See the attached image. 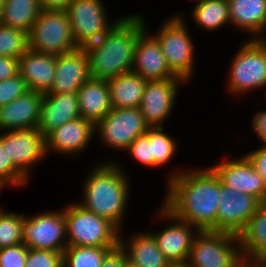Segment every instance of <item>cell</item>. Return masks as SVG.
Segmentation results:
<instances>
[{
	"label": "cell",
	"mask_w": 266,
	"mask_h": 267,
	"mask_svg": "<svg viewBox=\"0 0 266 267\" xmlns=\"http://www.w3.org/2000/svg\"><path fill=\"white\" fill-rule=\"evenodd\" d=\"M175 167L166 174L161 204L199 231H217L219 177L208 165Z\"/></svg>",
	"instance_id": "1"
},
{
	"label": "cell",
	"mask_w": 266,
	"mask_h": 267,
	"mask_svg": "<svg viewBox=\"0 0 266 267\" xmlns=\"http://www.w3.org/2000/svg\"><path fill=\"white\" fill-rule=\"evenodd\" d=\"M107 159L97 161L89 167L80 189L81 199L77 202L85 209L113 223L124 230L125 218L129 214L128 203L131 196V178L123 162ZM112 160V161H111ZM127 214V215H126ZM125 224H124V223Z\"/></svg>",
	"instance_id": "2"
},
{
	"label": "cell",
	"mask_w": 266,
	"mask_h": 267,
	"mask_svg": "<svg viewBox=\"0 0 266 267\" xmlns=\"http://www.w3.org/2000/svg\"><path fill=\"white\" fill-rule=\"evenodd\" d=\"M145 29L140 12L126 13L99 40L83 46L91 78L108 80L132 71L137 39Z\"/></svg>",
	"instance_id": "3"
},
{
	"label": "cell",
	"mask_w": 266,
	"mask_h": 267,
	"mask_svg": "<svg viewBox=\"0 0 266 267\" xmlns=\"http://www.w3.org/2000/svg\"><path fill=\"white\" fill-rule=\"evenodd\" d=\"M167 16L151 34L157 39L170 70L188 84L195 76L196 50L187 18L182 12ZM191 81V83H190Z\"/></svg>",
	"instance_id": "4"
},
{
	"label": "cell",
	"mask_w": 266,
	"mask_h": 267,
	"mask_svg": "<svg viewBox=\"0 0 266 267\" xmlns=\"http://www.w3.org/2000/svg\"><path fill=\"white\" fill-rule=\"evenodd\" d=\"M238 46L225 79L227 97L228 94L239 98L256 90L266 91V43L246 39Z\"/></svg>",
	"instance_id": "5"
},
{
	"label": "cell",
	"mask_w": 266,
	"mask_h": 267,
	"mask_svg": "<svg viewBox=\"0 0 266 267\" xmlns=\"http://www.w3.org/2000/svg\"><path fill=\"white\" fill-rule=\"evenodd\" d=\"M67 246L118 247L120 230L76 200L64 205Z\"/></svg>",
	"instance_id": "6"
},
{
	"label": "cell",
	"mask_w": 266,
	"mask_h": 267,
	"mask_svg": "<svg viewBox=\"0 0 266 267\" xmlns=\"http://www.w3.org/2000/svg\"><path fill=\"white\" fill-rule=\"evenodd\" d=\"M149 128L139 107L112 108L95 124V137L105 150L123 153L137 136L145 134Z\"/></svg>",
	"instance_id": "7"
},
{
	"label": "cell",
	"mask_w": 266,
	"mask_h": 267,
	"mask_svg": "<svg viewBox=\"0 0 266 267\" xmlns=\"http://www.w3.org/2000/svg\"><path fill=\"white\" fill-rule=\"evenodd\" d=\"M77 48L66 11L42 9L29 32V49L58 56Z\"/></svg>",
	"instance_id": "8"
},
{
	"label": "cell",
	"mask_w": 266,
	"mask_h": 267,
	"mask_svg": "<svg viewBox=\"0 0 266 267\" xmlns=\"http://www.w3.org/2000/svg\"><path fill=\"white\" fill-rule=\"evenodd\" d=\"M242 256L238 235L219 231H200L191 245V267H236Z\"/></svg>",
	"instance_id": "9"
},
{
	"label": "cell",
	"mask_w": 266,
	"mask_h": 267,
	"mask_svg": "<svg viewBox=\"0 0 266 267\" xmlns=\"http://www.w3.org/2000/svg\"><path fill=\"white\" fill-rule=\"evenodd\" d=\"M22 240L29 249L63 252L67 247L64 206L58 210L25 214Z\"/></svg>",
	"instance_id": "10"
},
{
	"label": "cell",
	"mask_w": 266,
	"mask_h": 267,
	"mask_svg": "<svg viewBox=\"0 0 266 267\" xmlns=\"http://www.w3.org/2000/svg\"><path fill=\"white\" fill-rule=\"evenodd\" d=\"M106 6L103 0H73L70 3L66 13L78 47L99 40L123 16L110 19Z\"/></svg>",
	"instance_id": "11"
},
{
	"label": "cell",
	"mask_w": 266,
	"mask_h": 267,
	"mask_svg": "<svg viewBox=\"0 0 266 267\" xmlns=\"http://www.w3.org/2000/svg\"><path fill=\"white\" fill-rule=\"evenodd\" d=\"M155 211V220L159 221L161 229L148 231L156 239L158 248L169 262L186 261L189 258L191 245L200 232L196 227L175 217L161 203ZM157 212V213H156ZM159 219V220H158Z\"/></svg>",
	"instance_id": "12"
},
{
	"label": "cell",
	"mask_w": 266,
	"mask_h": 267,
	"mask_svg": "<svg viewBox=\"0 0 266 267\" xmlns=\"http://www.w3.org/2000/svg\"><path fill=\"white\" fill-rule=\"evenodd\" d=\"M183 85L188 83L180 77L147 81L139 108L149 127H164L169 121Z\"/></svg>",
	"instance_id": "13"
},
{
	"label": "cell",
	"mask_w": 266,
	"mask_h": 267,
	"mask_svg": "<svg viewBox=\"0 0 266 267\" xmlns=\"http://www.w3.org/2000/svg\"><path fill=\"white\" fill-rule=\"evenodd\" d=\"M95 138V123L78 117L54 129L45 137L47 158L50 154L73 160L84 154ZM65 156V157H64ZM71 158V159H70Z\"/></svg>",
	"instance_id": "14"
},
{
	"label": "cell",
	"mask_w": 266,
	"mask_h": 267,
	"mask_svg": "<svg viewBox=\"0 0 266 267\" xmlns=\"http://www.w3.org/2000/svg\"><path fill=\"white\" fill-rule=\"evenodd\" d=\"M215 164L209 165L221 183L241 193L253 195L261 203L266 202V181L254 170L249 160L242 155H222ZM231 156V157H230Z\"/></svg>",
	"instance_id": "15"
},
{
	"label": "cell",
	"mask_w": 266,
	"mask_h": 267,
	"mask_svg": "<svg viewBox=\"0 0 266 267\" xmlns=\"http://www.w3.org/2000/svg\"><path fill=\"white\" fill-rule=\"evenodd\" d=\"M217 213V231L238 235L253 216L261 202L253 195L241 193L221 183Z\"/></svg>",
	"instance_id": "16"
},
{
	"label": "cell",
	"mask_w": 266,
	"mask_h": 267,
	"mask_svg": "<svg viewBox=\"0 0 266 267\" xmlns=\"http://www.w3.org/2000/svg\"><path fill=\"white\" fill-rule=\"evenodd\" d=\"M7 153L30 182L34 174L32 170L43 160H48L45 137L38 128L7 131Z\"/></svg>",
	"instance_id": "17"
},
{
	"label": "cell",
	"mask_w": 266,
	"mask_h": 267,
	"mask_svg": "<svg viewBox=\"0 0 266 267\" xmlns=\"http://www.w3.org/2000/svg\"><path fill=\"white\" fill-rule=\"evenodd\" d=\"M140 14L144 18L146 29L137 39L132 71L147 81L178 77L168 67L157 39L150 33L152 30L148 27L146 14Z\"/></svg>",
	"instance_id": "18"
},
{
	"label": "cell",
	"mask_w": 266,
	"mask_h": 267,
	"mask_svg": "<svg viewBox=\"0 0 266 267\" xmlns=\"http://www.w3.org/2000/svg\"><path fill=\"white\" fill-rule=\"evenodd\" d=\"M91 78L83 47L56 56L55 79L47 93L77 92Z\"/></svg>",
	"instance_id": "19"
},
{
	"label": "cell",
	"mask_w": 266,
	"mask_h": 267,
	"mask_svg": "<svg viewBox=\"0 0 266 267\" xmlns=\"http://www.w3.org/2000/svg\"><path fill=\"white\" fill-rule=\"evenodd\" d=\"M80 117L77 92L45 93L37 128L46 137L68 121Z\"/></svg>",
	"instance_id": "20"
},
{
	"label": "cell",
	"mask_w": 266,
	"mask_h": 267,
	"mask_svg": "<svg viewBox=\"0 0 266 267\" xmlns=\"http://www.w3.org/2000/svg\"><path fill=\"white\" fill-rule=\"evenodd\" d=\"M44 94L29 90L11 103L0 107V133L37 128Z\"/></svg>",
	"instance_id": "21"
},
{
	"label": "cell",
	"mask_w": 266,
	"mask_h": 267,
	"mask_svg": "<svg viewBox=\"0 0 266 267\" xmlns=\"http://www.w3.org/2000/svg\"><path fill=\"white\" fill-rule=\"evenodd\" d=\"M132 234H119V246L127 259L139 267H166L169 261L158 248L156 239L148 230L131 231ZM128 236V237H127Z\"/></svg>",
	"instance_id": "22"
},
{
	"label": "cell",
	"mask_w": 266,
	"mask_h": 267,
	"mask_svg": "<svg viewBox=\"0 0 266 267\" xmlns=\"http://www.w3.org/2000/svg\"><path fill=\"white\" fill-rule=\"evenodd\" d=\"M56 56L28 49L18 59L20 76L29 90L45 94L52 88L55 79Z\"/></svg>",
	"instance_id": "23"
},
{
	"label": "cell",
	"mask_w": 266,
	"mask_h": 267,
	"mask_svg": "<svg viewBox=\"0 0 266 267\" xmlns=\"http://www.w3.org/2000/svg\"><path fill=\"white\" fill-rule=\"evenodd\" d=\"M230 26L248 39H258L266 27V0H227Z\"/></svg>",
	"instance_id": "24"
},
{
	"label": "cell",
	"mask_w": 266,
	"mask_h": 267,
	"mask_svg": "<svg viewBox=\"0 0 266 267\" xmlns=\"http://www.w3.org/2000/svg\"><path fill=\"white\" fill-rule=\"evenodd\" d=\"M77 96L80 117L95 124L112 109L106 80L88 79L77 91Z\"/></svg>",
	"instance_id": "25"
},
{
	"label": "cell",
	"mask_w": 266,
	"mask_h": 267,
	"mask_svg": "<svg viewBox=\"0 0 266 267\" xmlns=\"http://www.w3.org/2000/svg\"><path fill=\"white\" fill-rule=\"evenodd\" d=\"M106 81L112 108L140 107L147 83L146 79H143L134 71H129Z\"/></svg>",
	"instance_id": "26"
},
{
	"label": "cell",
	"mask_w": 266,
	"mask_h": 267,
	"mask_svg": "<svg viewBox=\"0 0 266 267\" xmlns=\"http://www.w3.org/2000/svg\"><path fill=\"white\" fill-rule=\"evenodd\" d=\"M238 239L242 255L260 257L266 253V202L259 205Z\"/></svg>",
	"instance_id": "27"
},
{
	"label": "cell",
	"mask_w": 266,
	"mask_h": 267,
	"mask_svg": "<svg viewBox=\"0 0 266 267\" xmlns=\"http://www.w3.org/2000/svg\"><path fill=\"white\" fill-rule=\"evenodd\" d=\"M189 14L195 27L198 26L199 29L207 33L222 30L225 26L230 28L227 0H204L198 7L191 9Z\"/></svg>",
	"instance_id": "28"
},
{
	"label": "cell",
	"mask_w": 266,
	"mask_h": 267,
	"mask_svg": "<svg viewBox=\"0 0 266 267\" xmlns=\"http://www.w3.org/2000/svg\"><path fill=\"white\" fill-rule=\"evenodd\" d=\"M41 10L38 0H5L1 24L29 33Z\"/></svg>",
	"instance_id": "29"
},
{
	"label": "cell",
	"mask_w": 266,
	"mask_h": 267,
	"mask_svg": "<svg viewBox=\"0 0 266 267\" xmlns=\"http://www.w3.org/2000/svg\"><path fill=\"white\" fill-rule=\"evenodd\" d=\"M117 247L67 246L63 267H101L104 258Z\"/></svg>",
	"instance_id": "30"
},
{
	"label": "cell",
	"mask_w": 266,
	"mask_h": 267,
	"mask_svg": "<svg viewBox=\"0 0 266 267\" xmlns=\"http://www.w3.org/2000/svg\"><path fill=\"white\" fill-rule=\"evenodd\" d=\"M164 127H150V140L153 143L154 169H163L176 159L181 143Z\"/></svg>",
	"instance_id": "31"
},
{
	"label": "cell",
	"mask_w": 266,
	"mask_h": 267,
	"mask_svg": "<svg viewBox=\"0 0 266 267\" xmlns=\"http://www.w3.org/2000/svg\"><path fill=\"white\" fill-rule=\"evenodd\" d=\"M30 180L13 164L7 153V131L0 134V185L6 189H18L28 185ZM27 184V185H26Z\"/></svg>",
	"instance_id": "32"
},
{
	"label": "cell",
	"mask_w": 266,
	"mask_h": 267,
	"mask_svg": "<svg viewBox=\"0 0 266 267\" xmlns=\"http://www.w3.org/2000/svg\"><path fill=\"white\" fill-rule=\"evenodd\" d=\"M0 207V248L23 243L22 224L25 212H10Z\"/></svg>",
	"instance_id": "33"
},
{
	"label": "cell",
	"mask_w": 266,
	"mask_h": 267,
	"mask_svg": "<svg viewBox=\"0 0 266 267\" xmlns=\"http://www.w3.org/2000/svg\"><path fill=\"white\" fill-rule=\"evenodd\" d=\"M28 49V32L0 24V55L19 59Z\"/></svg>",
	"instance_id": "34"
},
{
	"label": "cell",
	"mask_w": 266,
	"mask_h": 267,
	"mask_svg": "<svg viewBox=\"0 0 266 267\" xmlns=\"http://www.w3.org/2000/svg\"><path fill=\"white\" fill-rule=\"evenodd\" d=\"M126 154H129L135 164L145 166L151 170L154 168L153 143L150 140V128L143 135L137 136L129 145Z\"/></svg>",
	"instance_id": "35"
},
{
	"label": "cell",
	"mask_w": 266,
	"mask_h": 267,
	"mask_svg": "<svg viewBox=\"0 0 266 267\" xmlns=\"http://www.w3.org/2000/svg\"><path fill=\"white\" fill-rule=\"evenodd\" d=\"M29 88L25 80L17 75L0 81V107L11 103L16 98L26 94Z\"/></svg>",
	"instance_id": "36"
},
{
	"label": "cell",
	"mask_w": 266,
	"mask_h": 267,
	"mask_svg": "<svg viewBox=\"0 0 266 267\" xmlns=\"http://www.w3.org/2000/svg\"><path fill=\"white\" fill-rule=\"evenodd\" d=\"M63 252L28 249L25 267H63Z\"/></svg>",
	"instance_id": "37"
},
{
	"label": "cell",
	"mask_w": 266,
	"mask_h": 267,
	"mask_svg": "<svg viewBox=\"0 0 266 267\" xmlns=\"http://www.w3.org/2000/svg\"><path fill=\"white\" fill-rule=\"evenodd\" d=\"M28 249L24 243L0 248V267H25Z\"/></svg>",
	"instance_id": "38"
},
{
	"label": "cell",
	"mask_w": 266,
	"mask_h": 267,
	"mask_svg": "<svg viewBox=\"0 0 266 267\" xmlns=\"http://www.w3.org/2000/svg\"><path fill=\"white\" fill-rule=\"evenodd\" d=\"M254 170L266 181V148L262 145L243 154Z\"/></svg>",
	"instance_id": "39"
},
{
	"label": "cell",
	"mask_w": 266,
	"mask_h": 267,
	"mask_svg": "<svg viewBox=\"0 0 266 267\" xmlns=\"http://www.w3.org/2000/svg\"><path fill=\"white\" fill-rule=\"evenodd\" d=\"M18 73V59L0 55V81L11 78Z\"/></svg>",
	"instance_id": "40"
},
{
	"label": "cell",
	"mask_w": 266,
	"mask_h": 267,
	"mask_svg": "<svg viewBox=\"0 0 266 267\" xmlns=\"http://www.w3.org/2000/svg\"><path fill=\"white\" fill-rule=\"evenodd\" d=\"M126 260V253L118 246L104 258L101 267H124Z\"/></svg>",
	"instance_id": "41"
},
{
	"label": "cell",
	"mask_w": 266,
	"mask_h": 267,
	"mask_svg": "<svg viewBox=\"0 0 266 267\" xmlns=\"http://www.w3.org/2000/svg\"><path fill=\"white\" fill-rule=\"evenodd\" d=\"M42 9L66 11L73 0H38Z\"/></svg>",
	"instance_id": "42"
},
{
	"label": "cell",
	"mask_w": 266,
	"mask_h": 267,
	"mask_svg": "<svg viewBox=\"0 0 266 267\" xmlns=\"http://www.w3.org/2000/svg\"><path fill=\"white\" fill-rule=\"evenodd\" d=\"M251 119V130H266V109L258 110Z\"/></svg>",
	"instance_id": "43"
},
{
	"label": "cell",
	"mask_w": 266,
	"mask_h": 267,
	"mask_svg": "<svg viewBox=\"0 0 266 267\" xmlns=\"http://www.w3.org/2000/svg\"><path fill=\"white\" fill-rule=\"evenodd\" d=\"M236 267H266L259 257L242 255L237 261Z\"/></svg>",
	"instance_id": "44"
},
{
	"label": "cell",
	"mask_w": 266,
	"mask_h": 267,
	"mask_svg": "<svg viewBox=\"0 0 266 267\" xmlns=\"http://www.w3.org/2000/svg\"><path fill=\"white\" fill-rule=\"evenodd\" d=\"M254 136H257L259 142H261L262 146L266 148V130H252Z\"/></svg>",
	"instance_id": "45"
},
{
	"label": "cell",
	"mask_w": 266,
	"mask_h": 267,
	"mask_svg": "<svg viewBox=\"0 0 266 267\" xmlns=\"http://www.w3.org/2000/svg\"><path fill=\"white\" fill-rule=\"evenodd\" d=\"M166 267H191L188 260L180 262H169Z\"/></svg>",
	"instance_id": "46"
},
{
	"label": "cell",
	"mask_w": 266,
	"mask_h": 267,
	"mask_svg": "<svg viewBox=\"0 0 266 267\" xmlns=\"http://www.w3.org/2000/svg\"><path fill=\"white\" fill-rule=\"evenodd\" d=\"M257 40L260 42L266 43V27H265L262 35Z\"/></svg>",
	"instance_id": "47"
},
{
	"label": "cell",
	"mask_w": 266,
	"mask_h": 267,
	"mask_svg": "<svg viewBox=\"0 0 266 267\" xmlns=\"http://www.w3.org/2000/svg\"><path fill=\"white\" fill-rule=\"evenodd\" d=\"M124 267H139L132 262H130L128 259L125 261Z\"/></svg>",
	"instance_id": "48"
},
{
	"label": "cell",
	"mask_w": 266,
	"mask_h": 267,
	"mask_svg": "<svg viewBox=\"0 0 266 267\" xmlns=\"http://www.w3.org/2000/svg\"><path fill=\"white\" fill-rule=\"evenodd\" d=\"M190 1V0H189ZM192 1V0H191ZM195 2V5H193V9L199 6L200 3H202L204 0H193Z\"/></svg>",
	"instance_id": "49"
},
{
	"label": "cell",
	"mask_w": 266,
	"mask_h": 267,
	"mask_svg": "<svg viewBox=\"0 0 266 267\" xmlns=\"http://www.w3.org/2000/svg\"><path fill=\"white\" fill-rule=\"evenodd\" d=\"M5 0H0V24H1V9L4 4Z\"/></svg>",
	"instance_id": "50"
},
{
	"label": "cell",
	"mask_w": 266,
	"mask_h": 267,
	"mask_svg": "<svg viewBox=\"0 0 266 267\" xmlns=\"http://www.w3.org/2000/svg\"><path fill=\"white\" fill-rule=\"evenodd\" d=\"M259 258L263 261V263L266 266V253L264 255L260 256Z\"/></svg>",
	"instance_id": "51"
},
{
	"label": "cell",
	"mask_w": 266,
	"mask_h": 267,
	"mask_svg": "<svg viewBox=\"0 0 266 267\" xmlns=\"http://www.w3.org/2000/svg\"><path fill=\"white\" fill-rule=\"evenodd\" d=\"M3 190H5L1 185H0V194L3 192ZM1 207V205H0Z\"/></svg>",
	"instance_id": "52"
}]
</instances>
